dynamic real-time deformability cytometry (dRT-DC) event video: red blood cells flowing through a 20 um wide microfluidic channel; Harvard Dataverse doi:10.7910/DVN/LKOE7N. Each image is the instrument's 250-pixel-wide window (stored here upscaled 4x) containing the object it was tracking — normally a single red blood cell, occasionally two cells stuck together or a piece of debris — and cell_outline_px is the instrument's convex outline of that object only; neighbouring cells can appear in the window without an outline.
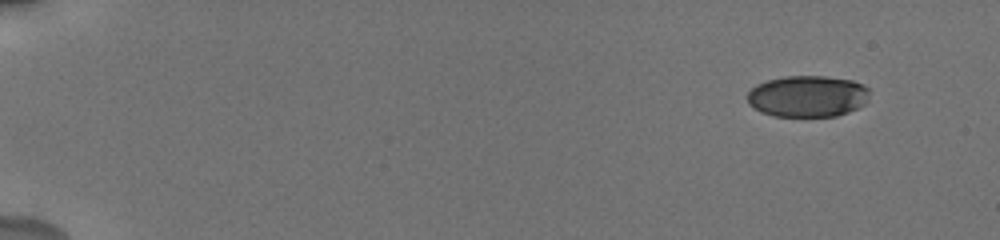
{"species": "human", "species_latin": "Homo sapiens", "temperature_condition": "cold", "stored_images_in_passage": 23, "camera_frame_rate_fps": 3000, "um_per_image_px": 0.085, "donor": {"sex": "male"}, "frame": {"image": 1, "passage_image": 1, "time_ms": 0.0, "image_size_px": [1000, 240], "cell_outline_px": [[868, 92], [864, 104], [848, 112], [836, 116], [772, 116], [760, 112], [748, 104], [748, 92], [756, 84], [768, 80], [784, 76], [824, 76], [852, 80], [864, 84], [868, 88]], "centroid_in_image_um": [68.62, 8.18], "position_along_channel_um": 16.4, "area_um2": 29.54}}
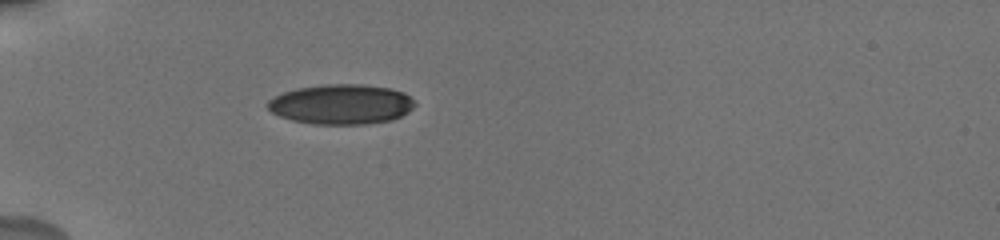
{"frame": {"image": 2, "passage_image": 14, "time_ms": 4.667, "image_size_px": [1000, 240], "cell_outline_px": [[416, 104], [408, 112], [392, 120], [368, 124], [312, 124], [292, 120], [280, 116], [272, 112], [264, 104], [268, 100], [284, 92], [296, 88], [324, 84], [364, 84], [392, 88], [404, 92]], "centroid_in_image_um": [29.0, 8.86], "position_along_channel_um": 56.0, "area_um2": 34.45}}
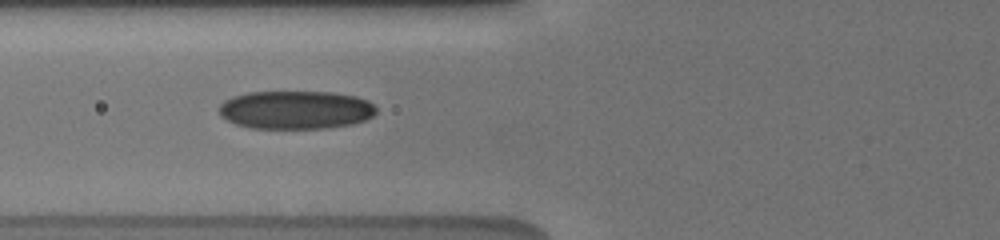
{"frame": {"image": 3, "passage_image": 22, "time_ms": 6.333, "image_size_px": [1000, 240], "cell_outline_px": [[376, 112], [372, 116], [364, 120], [352, 124], [324, 128], [252, 128], [236, 124], [220, 116], [220, 104], [224, 100], [232, 96], [248, 92], [332, 92], [356, 96], [368, 100], [376, 108]], "centroid_in_image_um": [25.13, 9.33], "position_along_channel_um": 100.7, "area_um2": 35.08}}